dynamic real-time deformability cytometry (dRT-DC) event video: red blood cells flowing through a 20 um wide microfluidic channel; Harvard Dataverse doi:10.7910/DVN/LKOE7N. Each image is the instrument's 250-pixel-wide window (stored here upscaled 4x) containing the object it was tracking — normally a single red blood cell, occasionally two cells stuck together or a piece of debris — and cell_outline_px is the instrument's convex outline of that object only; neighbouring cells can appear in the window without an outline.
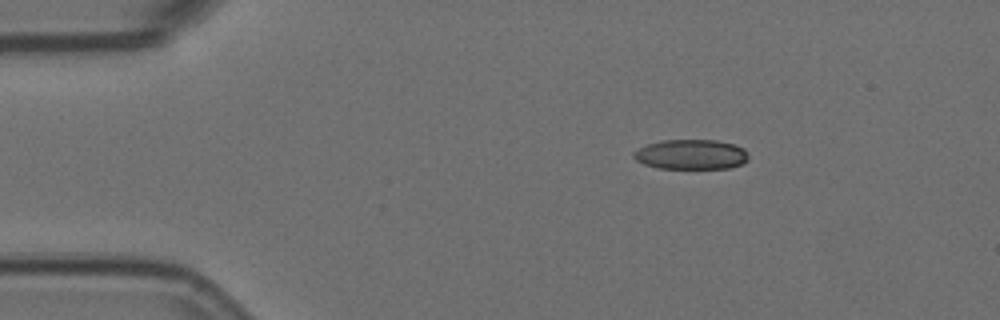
{"species": "Egyptian fruit bat (a non-hibernating species)", "species_latin": "Rousettus aegyptiacus", "temperature_condition": "room temperature", "stored_images_in_passage": 4, "camera_frame_rate_fps": 3000, "um_per_image_px": 0.085, "animal": {"sex": "female"}, "frame": {"image": 1, "passage_image": 2, "time_ms": 0.333, "image_size_px": [1000, 320], "cell_outline_px": [[748, 160], [744, 164], [728, 168], [656, 168], [644, 164], [636, 160], [632, 156], [632, 152], [648, 144], [664, 140], [716, 140], [736, 144], [744, 148], [748, 152]], "centroid_in_image_um": [58.78, 13.13], "position_along_channel_um": 26.2, "area_um2": 20.17}}